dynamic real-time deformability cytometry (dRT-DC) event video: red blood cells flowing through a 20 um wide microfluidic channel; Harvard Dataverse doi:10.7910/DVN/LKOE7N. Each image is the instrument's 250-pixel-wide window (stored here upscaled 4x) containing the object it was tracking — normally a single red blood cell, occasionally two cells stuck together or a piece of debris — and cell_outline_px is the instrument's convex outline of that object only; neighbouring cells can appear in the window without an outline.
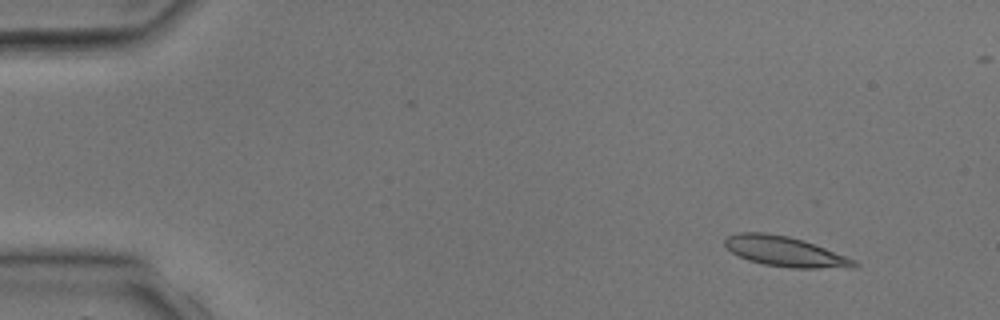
{"species": "common noctule bat (a hibernating species)", "species_latin": "Nyctalus noctula", "temperature_condition": "room temperature", "stored_images_in_passage": 2, "camera_frame_rate_fps": 3000, "um_per_image_px": 0.085, "animal": {"sex": "male", "body_mass_g": 17.9, "forearm_length_mm": 54.2}, "frame": {"image": 1, "passage_image": 2, "time_ms": 1.333, "image_size_px": [1000, 320], "cell_outline_px": [[860, 264], [852, 268], [792, 268], [764, 264], [748, 260], [732, 252], [724, 244], [724, 240], [728, 236], [740, 232], [764, 232], [788, 236], [804, 240], [856, 260]], "centroid_in_image_um": [66.75, 21.38], "position_along_channel_um": 18.2, "area_um2": 22.6}}